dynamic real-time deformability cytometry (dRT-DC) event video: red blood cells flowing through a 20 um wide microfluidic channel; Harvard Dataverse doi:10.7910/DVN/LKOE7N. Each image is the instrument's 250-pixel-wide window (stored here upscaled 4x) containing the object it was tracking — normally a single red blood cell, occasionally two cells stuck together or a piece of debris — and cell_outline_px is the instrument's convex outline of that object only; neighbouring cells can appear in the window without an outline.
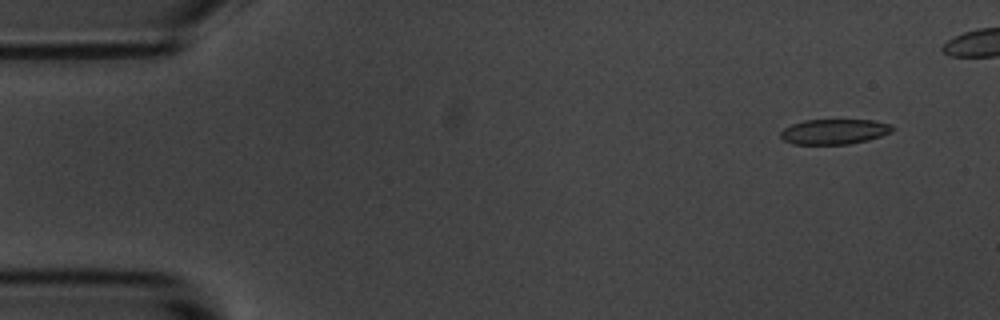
{"species": "common noctule bat (a hibernating species)", "species_latin": "Nyctalus noctula", "temperature_condition": "room temperature", "stored_images_in_passage": 5, "camera_frame_rate_fps": 3000, "um_per_image_px": 0.085, "animal": {"sex": "male", "body_mass_g": 20.1, "forearm_length_mm": 53.5}, "frame": {"image": 1, "passage_image": 1, "time_ms": 0.0, "image_size_px": [1000, 320], "cell_outline_px": [[892, 132], [868, 140], [848, 144], [792, 144], [784, 140], [780, 136], [780, 132], [784, 128], [792, 124], [804, 120], [872, 120], [892, 124]], "centroid_in_image_um": [70.9, 11.19], "position_along_channel_um": 14.1, "area_um2": 16.36}}